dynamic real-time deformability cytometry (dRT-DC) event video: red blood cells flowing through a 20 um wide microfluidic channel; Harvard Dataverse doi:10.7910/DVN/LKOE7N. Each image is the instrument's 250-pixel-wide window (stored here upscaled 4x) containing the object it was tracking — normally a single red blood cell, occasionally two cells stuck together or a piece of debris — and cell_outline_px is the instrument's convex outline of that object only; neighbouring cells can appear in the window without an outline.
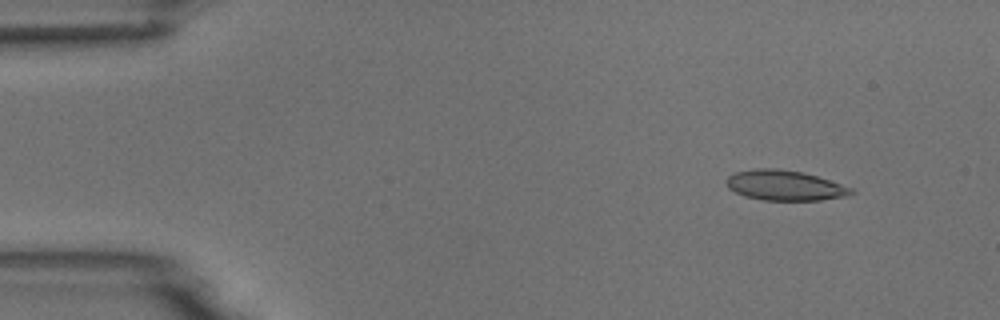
{"species": "common noctule bat (a hibernating species)", "species_latin": "Nyctalus noctula", "temperature_condition": "room temperature", "stored_images_in_passage": 5, "camera_frame_rate_fps": 3000, "um_per_image_px": 0.085, "animal": {"sex": "male", "body_mass_g": 18.8}, "frame": {"image": 1, "passage_image": 1, "time_ms": 0.0, "image_size_px": [1000, 320], "cell_outline_px": [[856, 192], [848, 196], [820, 200], [764, 200], [744, 196], [728, 188], [724, 180], [728, 176], [736, 172], [756, 168], [776, 168], [800, 172], [816, 176], [852, 188]], "centroid_in_image_um": [66.68, 15.76], "position_along_channel_um": 18.3, "area_um2": 21.85}}
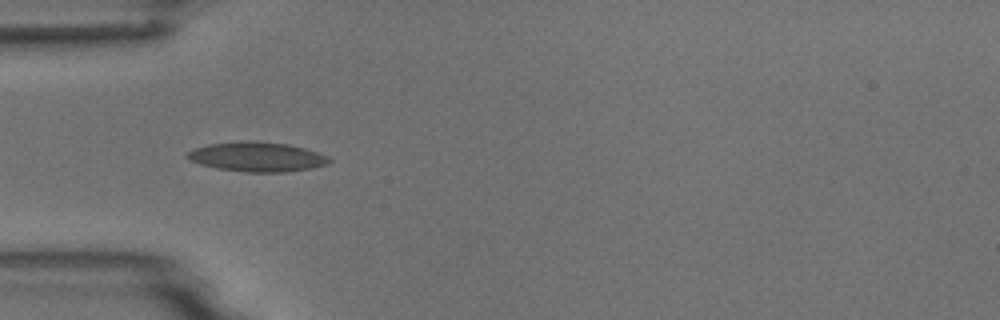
{"frame": {"image": 2, "passage_image": 4, "time_ms": 3.667, "image_size_px": [1000, 320], "cell_outline_px": [[332, 160], [328, 164], [312, 168], [288, 172], [244, 172], [216, 168], [200, 164], [188, 160], [184, 156], [188, 152], [196, 148], [208, 144], [240, 140], [252, 140], [288, 144], [304, 148], [328, 156]], "centroid_in_image_um": [21.83, 13.32], "position_along_channel_um": 63.2, "area_um2": 24.74}}